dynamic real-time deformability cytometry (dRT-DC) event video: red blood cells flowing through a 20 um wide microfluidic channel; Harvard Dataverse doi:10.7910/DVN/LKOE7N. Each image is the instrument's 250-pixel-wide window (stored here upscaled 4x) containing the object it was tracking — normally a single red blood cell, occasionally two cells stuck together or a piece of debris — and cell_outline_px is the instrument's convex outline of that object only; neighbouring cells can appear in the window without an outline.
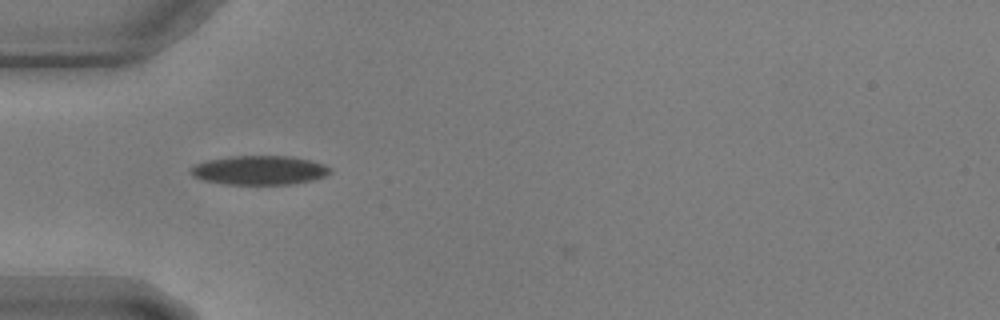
{"species": "common noctule bat (a hibernating species)", "species_latin": "Nyctalus noctula", "temperature_condition": "warm", "stored_images_in_passage": 3, "camera_frame_rate_fps": 3000, "um_per_image_px": 0.085, "animal": {"sex": "male", "body_mass_g": 17.9, "forearm_length_mm": 54.2}, "frame": {"image": 1, "passage_image": 1, "time_ms": 0.0, "image_size_px": [1000, 320], "cell_outline_px": [[332, 172], [324, 176], [312, 180], [292, 184], [224, 184], [204, 180], [192, 176], [188, 168], [204, 160], [228, 156], [292, 156], [312, 160], [324, 164], [332, 168]], "centroid_in_image_um": [22.04, 14.45], "position_along_channel_um": 63.0, "area_um2": 23.93}}